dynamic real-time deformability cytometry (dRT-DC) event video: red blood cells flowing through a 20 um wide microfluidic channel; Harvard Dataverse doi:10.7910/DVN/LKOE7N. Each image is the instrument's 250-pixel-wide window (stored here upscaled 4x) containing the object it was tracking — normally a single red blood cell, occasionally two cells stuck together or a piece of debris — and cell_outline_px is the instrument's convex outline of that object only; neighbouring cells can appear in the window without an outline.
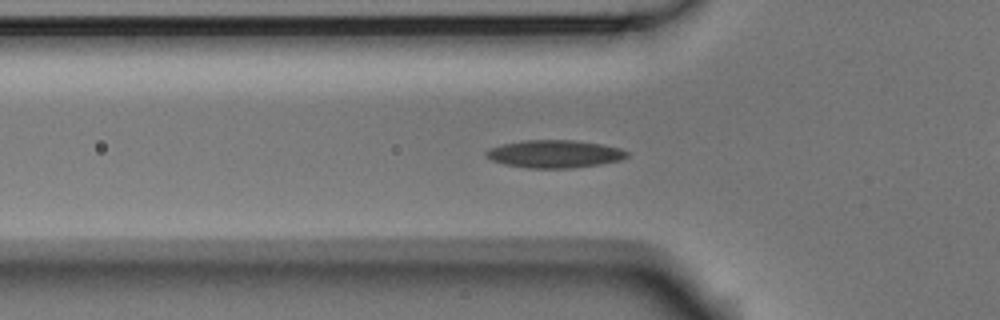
{"species": "Egyptian fruit bat (a non-hibernating species)", "species_latin": "Rousettus aegyptiacus", "temperature_condition": "room temperature", "stored_images_in_passage": 48, "camera_frame_rate_fps": 3000, "um_per_image_px": 0.085, "animal": {"sex": "male"}, "frame": {"image": 1, "passage_image": 17, "time_ms": 5.333, "image_size_px": [1000, 320], "cell_outline_px": [[628, 156], [620, 160], [600, 164], [572, 168], [528, 168], [504, 164], [492, 160], [484, 156], [484, 152], [488, 148], [504, 144], [524, 140], [572, 140], [600, 144], [620, 148], [628, 152]], "centroid_in_image_um": [47.1, 13.08], "position_along_channel_um": 78.7, "area_um2": 22.72}}
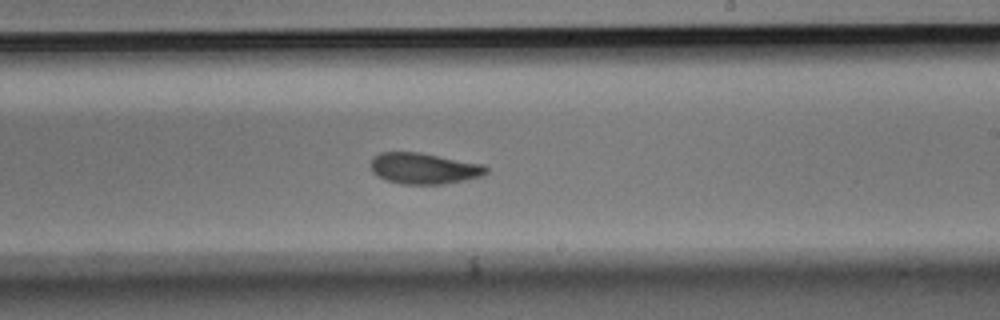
{"frame": {"image": 2, "passage_image": 31, "time_ms": 10.0, "image_size_px": [1000, 320], "cell_outline_px": [[488, 172], [480, 176], [464, 180], [444, 184], [400, 184], [388, 180], [372, 172], [372, 156], [380, 152], [420, 152], [484, 164], [488, 168]], "centroid_in_image_um": [36.05, 14.3], "position_along_channel_um": 252.9, "area_um2": 20.87}}
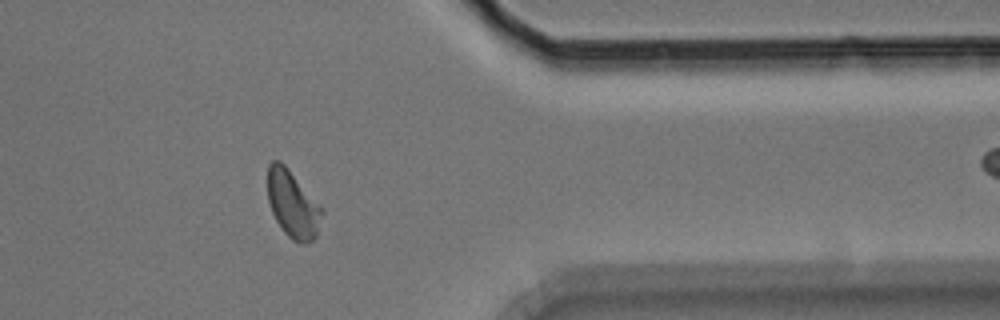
{"frame": {"image": 3, "passage_image": 43, "time_ms": 14.0, "image_size_px": [1000, 320], "cell_outline_px": [[324, 212], [316, 236], [312, 240], [304, 244], [300, 244], [292, 240], [284, 232], [276, 220], [272, 212], [268, 200], [268, 164], [272, 160], [280, 160], [288, 168], [324, 208]], "centroid_in_image_um": [24.9, 17.36], "position_along_channel_um": 386.5, "area_um2": 21.44}, "authors_computed_cell_mechanics": {"area_um2": 21.4727, "velocity_mm_per_s": 3.7212, "shape_relaxation_time_tau1_ms": 5.5854, "shape_relaxation_time_tau2_ms": 2.871, "deformation_change_tau1": 0.1422, "deformation_change_tau2": 0.0824}}